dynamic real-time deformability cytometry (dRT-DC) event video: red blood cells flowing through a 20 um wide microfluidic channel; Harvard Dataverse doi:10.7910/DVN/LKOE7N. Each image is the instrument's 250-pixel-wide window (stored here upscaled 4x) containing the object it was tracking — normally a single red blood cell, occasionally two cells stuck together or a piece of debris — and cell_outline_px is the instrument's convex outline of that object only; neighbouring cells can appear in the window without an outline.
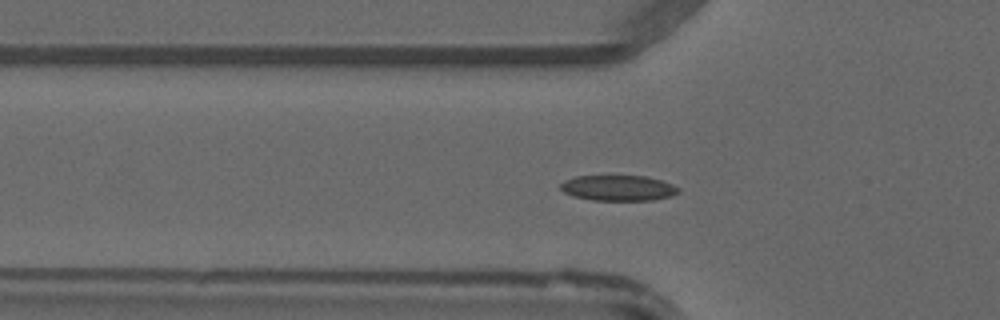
{"species": "common noctule bat (a hibernating species)", "species_latin": "Nyctalus noctula", "temperature_condition": "warm", "stored_images_in_passage": 45, "camera_frame_rate_fps": 3000, "um_per_image_px": 0.085, "animal": {"sex": "male", "forearm_length_mm": 52.5}, "frame": {"image": 1, "passage_image": 13, "time_ms": 4.0, "image_size_px": [1000, 320], "cell_outline_px": [[680, 192], [672, 196], [652, 200], [592, 200], [572, 196], [564, 192], [560, 188], [560, 184], [564, 180], [576, 176], [648, 176], [672, 184], [680, 188]], "centroid_in_image_um": [52.56, 15.98], "position_along_channel_um": 73.2, "area_um2": 17.63}}
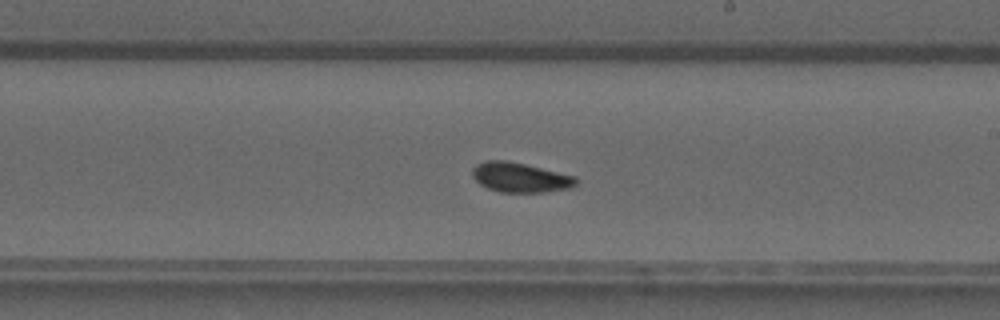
{"frame": {"image": 2, "passage_image": 25, "time_ms": 8.0, "image_size_px": [1000, 320], "cell_outline_px": [[576, 184], [572, 188], [544, 192], [500, 192], [488, 188], [480, 184], [472, 176], [472, 168], [476, 164], [484, 160], [508, 160], [576, 176]], "centroid_in_image_um": [44.2, 15.07], "position_along_channel_um": 244.8, "area_um2": 18.03}}
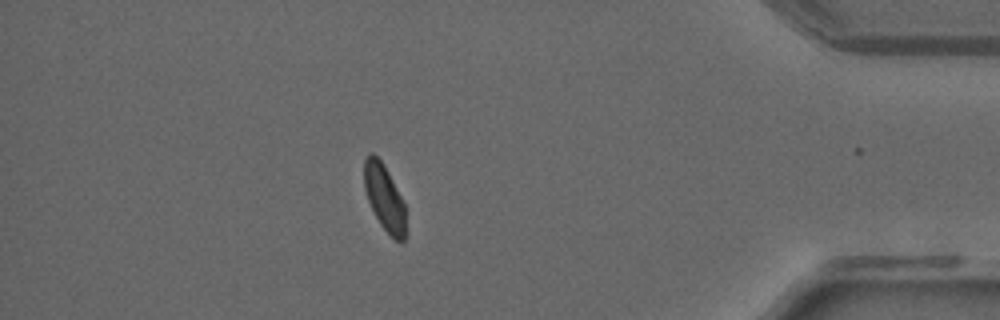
{"frame": {"image": 3, "passage_image": 39, "time_ms": 12.667, "image_size_px": [1000, 320], "cell_outline_px": [[404, 240], [396, 240], [380, 224], [368, 200], [364, 188], [364, 156], [368, 152], [372, 152], [380, 160], [400, 196], [404, 204]], "centroid_in_image_um": [32.62, 16.74], "position_along_channel_um": 402.6, "area_um2": 15.32}}